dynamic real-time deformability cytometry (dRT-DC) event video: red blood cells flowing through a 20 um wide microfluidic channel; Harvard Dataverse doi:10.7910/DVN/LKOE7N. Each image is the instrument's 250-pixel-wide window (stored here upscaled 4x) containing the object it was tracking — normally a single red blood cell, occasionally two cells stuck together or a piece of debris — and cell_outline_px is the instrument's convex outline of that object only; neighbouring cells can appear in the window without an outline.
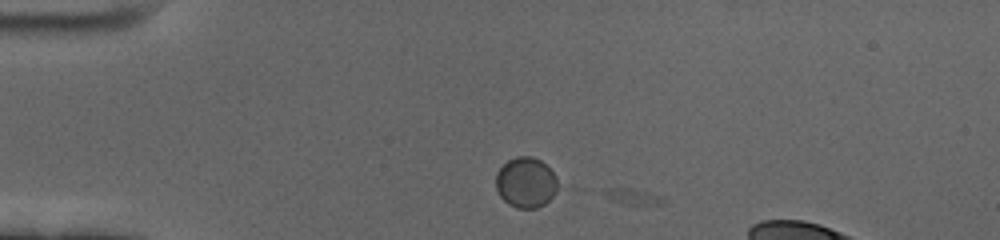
{"species": "human", "species_latin": "Homo sapiens", "temperature_condition": "cold", "stored_images_in_passage": 3, "camera_frame_rate_fps": 3000, "um_per_image_px": 0.085, "donor": {"sex": "female"}, "frame": {"image": 1, "passage_image": 1, "time_ms": 0.0, "image_size_px": [1000, 240], "cell_outline_px": [[560, 188], [544, 204], [536, 208], [516, 208], [508, 204], [500, 196], [496, 188], [496, 172], [508, 160], [516, 156], [532, 156], [540, 160], [552, 172]], "centroid_in_image_um": [44.69, 15.51], "position_along_channel_um": 40.3, "area_um2": 18.15}}